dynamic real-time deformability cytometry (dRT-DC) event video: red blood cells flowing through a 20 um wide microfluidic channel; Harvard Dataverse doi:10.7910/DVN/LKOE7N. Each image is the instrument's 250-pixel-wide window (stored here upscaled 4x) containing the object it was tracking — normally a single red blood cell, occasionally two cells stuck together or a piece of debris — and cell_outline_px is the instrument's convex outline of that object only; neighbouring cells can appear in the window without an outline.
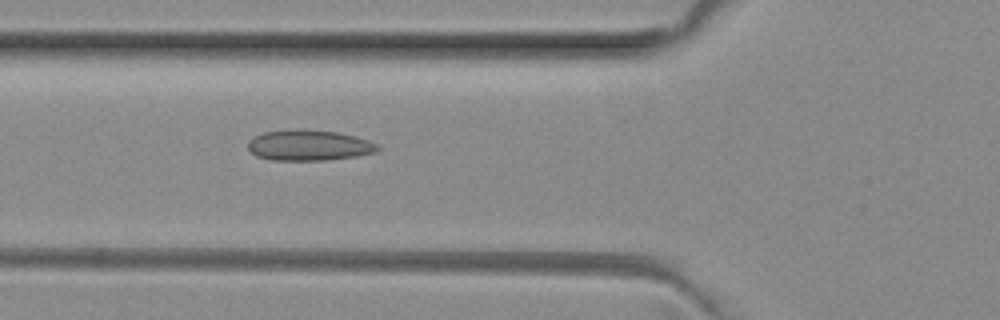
{"species": "common noctule bat (a hibernating species)", "species_latin": "Nyctalus noctula", "temperature_condition": "room temperature", "stored_images_in_passage": 2, "camera_frame_rate_fps": 3000, "um_per_image_px": 0.085, "animal": {"sex": "female", "body_mass_g": 29.2, "forearm_length_mm": 56.3}, "frame": {"image": 1, "passage_image": 2, "time_ms": 0.333, "image_size_px": [1000, 320], "cell_outline_px": [[380, 148], [376, 152], [356, 156], [324, 160], [272, 160], [256, 156], [248, 148], [248, 140], [264, 132], [300, 128], [336, 132], [356, 136], [368, 140], [376, 144]], "centroid_in_image_um": [26.25, 12.34], "position_along_channel_um": 99.5, "area_um2": 23.18}}